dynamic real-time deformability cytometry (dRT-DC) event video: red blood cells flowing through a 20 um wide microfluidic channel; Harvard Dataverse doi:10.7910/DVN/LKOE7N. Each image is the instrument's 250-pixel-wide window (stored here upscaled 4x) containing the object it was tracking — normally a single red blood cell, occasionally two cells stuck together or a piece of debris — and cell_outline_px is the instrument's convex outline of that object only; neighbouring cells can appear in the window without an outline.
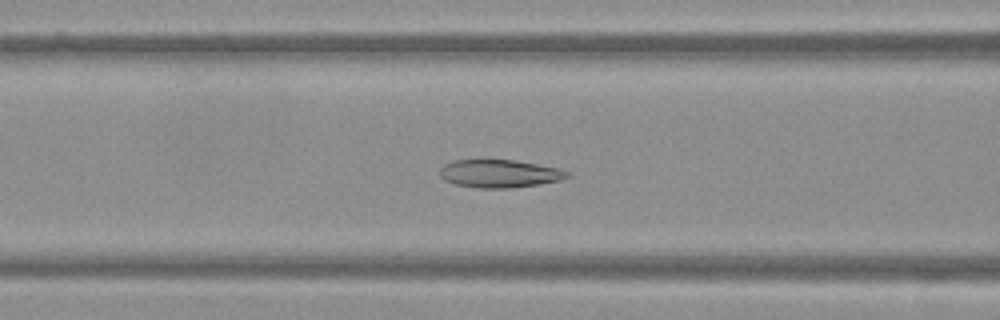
{"species": "Egyptian fruit bat (a non-hibernating species)", "species_latin": "Rousettus aegyptiacus", "temperature_condition": "warm", "stored_images_in_passage": 39, "camera_frame_rate_fps": 3000, "um_per_image_px": 0.085, "frame": {"image": 1, "passage_image": 9, "time_ms": 2.667, "image_size_px": [1000, 320], "cell_outline_px": [[572, 176], [560, 180], [540, 184], [512, 188], [480, 188], [456, 184], [444, 180], [440, 176], [440, 168], [444, 164], [452, 160], [516, 160], [560, 168], [572, 172]], "centroid_in_image_um": [42.51, 14.75], "position_along_channel_um": 124.1, "area_um2": 20.98}}
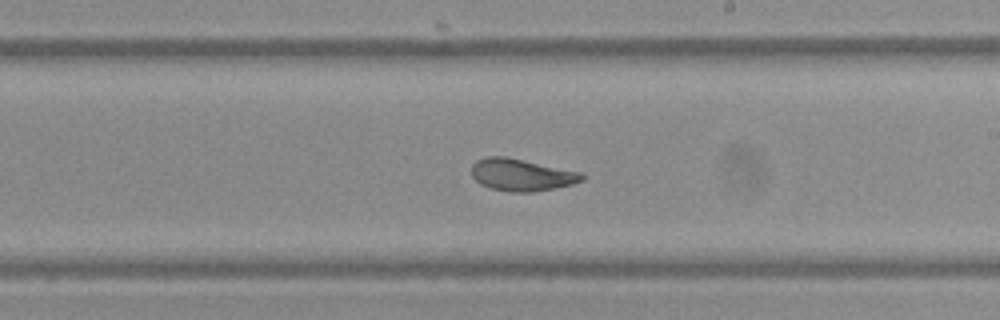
{"frame": {"image": 2, "passage_image": 18, "time_ms": 5.667, "image_size_px": [1000, 320], "cell_outline_px": [[584, 180], [572, 184], [532, 192], [512, 192], [492, 188], [480, 184], [472, 176], [472, 164], [476, 160], [484, 156], [504, 156], [584, 172]], "centroid_in_image_um": [44.34, 14.85], "position_along_channel_um": 244.7, "area_um2": 20.69}}
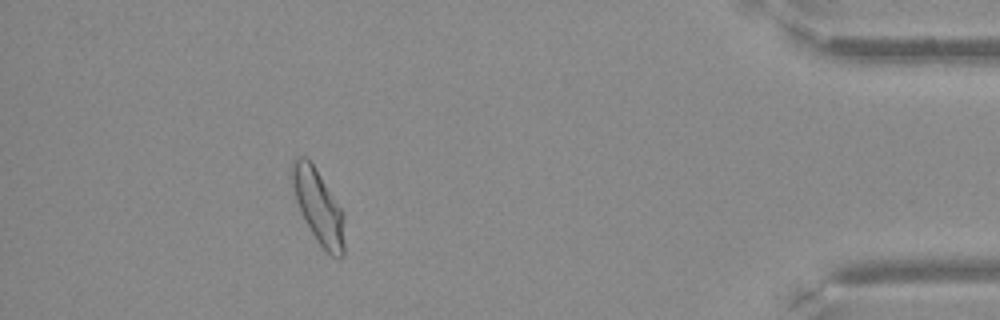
{"frame": {"image": 3, "passage_image": 34, "time_ms": 11.0, "image_size_px": [1000, 320], "cell_outline_px": [[344, 256], [340, 260], [332, 256], [320, 244], [312, 232], [300, 212], [296, 200], [292, 184], [292, 160], [296, 156], [304, 156], [312, 164], [344, 212]], "centroid_in_image_um": [27.08, 17.59], "position_along_channel_um": 408.1, "area_um2": 22.25}}